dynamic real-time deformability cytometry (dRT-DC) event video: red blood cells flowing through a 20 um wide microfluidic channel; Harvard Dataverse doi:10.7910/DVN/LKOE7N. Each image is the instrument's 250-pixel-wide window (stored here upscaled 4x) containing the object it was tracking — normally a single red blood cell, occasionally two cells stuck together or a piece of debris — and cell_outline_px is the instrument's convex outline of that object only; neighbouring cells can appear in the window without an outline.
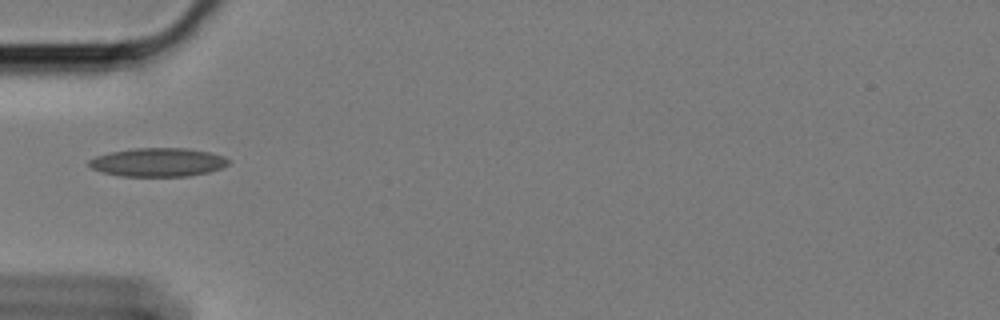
{"species": "Egyptian fruit bat (a non-hibernating species)", "species_latin": "Rousettus aegyptiacus", "temperature_condition": "cold", "stored_images_in_passage": 40, "camera_frame_rate_fps": 3000, "um_per_image_px": 0.085, "animal": {"sex": "female"}, "frame": {"image": 1, "passage_image": 1, "time_ms": 0.0, "image_size_px": [1000, 320], "cell_outline_px": [[228, 164], [220, 168], [208, 172], [188, 176], [124, 176], [104, 172], [92, 168], [88, 164], [88, 160], [96, 156], [108, 152], [132, 148], [188, 148], [212, 152], [224, 156], [228, 160]], "centroid_in_image_um": [13.43, 13.78], "position_along_channel_um": 71.6, "area_um2": 23.24}}
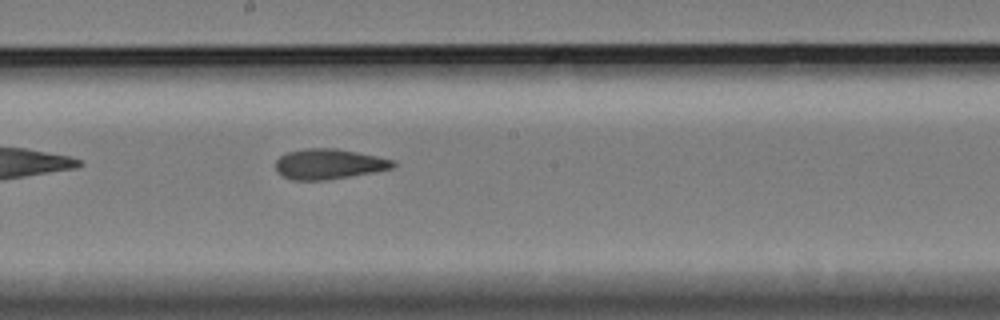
{"frame": {"image": 2, "passage_image": 14, "time_ms": 4.333, "image_size_px": [1000, 320], "cell_outline_px": [[396, 164], [392, 168], [376, 172], [324, 180], [292, 180], [276, 172], [276, 160], [280, 156], [288, 152], [308, 148], [336, 148], [396, 160]], "centroid_in_image_um": [27.96, 13.94], "position_along_channel_um": 220.2, "area_um2": 20.69}}
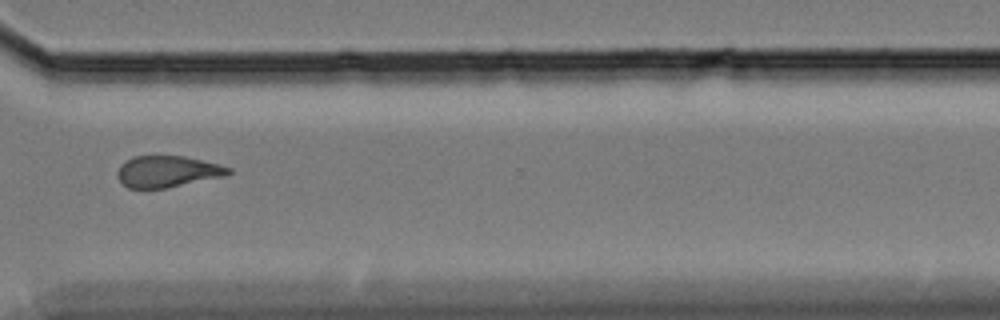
{"frame": {"image": 3, "passage_image": 26, "time_ms": 8.333, "image_size_px": [1000, 320], "cell_outline_px": [[232, 172], [224, 176], [168, 188], [128, 188], [116, 176], [116, 172], [120, 164], [132, 156], [184, 156], [232, 168]], "centroid_in_image_um": [14.19, 14.58], "position_along_channel_um": 356.4, "area_um2": 20.29}, "authors_computed_cell_mechanics": {"area_um2": 20.7502, "velocity_mm_per_s": 3.4053, "shape_relaxation_time_tau1_ms": null, "shape_relaxation_time_tau2_ms": 2.8001, "deformation_change_tau1": null, "deformation_change_tau2": 0.0995}}